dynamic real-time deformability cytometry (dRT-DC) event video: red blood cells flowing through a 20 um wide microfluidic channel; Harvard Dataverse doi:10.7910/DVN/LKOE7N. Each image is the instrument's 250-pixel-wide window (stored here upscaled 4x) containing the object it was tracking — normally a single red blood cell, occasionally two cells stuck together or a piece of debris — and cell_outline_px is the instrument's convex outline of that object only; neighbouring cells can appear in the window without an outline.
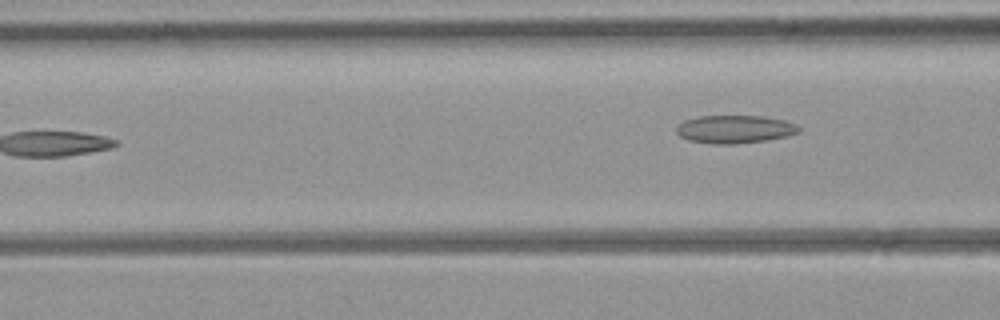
{"species": "common noctule bat (a hibernating species)", "species_latin": "Nyctalus noctula", "temperature_condition": "room temperature", "stored_images_in_passage": 4, "camera_frame_rate_fps": 3000, "um_per_image_px": 0.085, "animal": {"sex": "female", "body_mass_g": 21.9}, "frame": {"image": 1, "passage_image": 4, "time_ms": 3.667, "image_size_px": [1000, 320], "cell_outline_px": [[800, 132], [788, 136], [768, 140], [736, 144], [712, 144], [688, 140], [680, 136], [676, 132], [676, 128], [684, 120], [700, 116], [764, 116], [784, 120], [796, 124], [800, 128]], "centroid_in_image_um": [62.47, 10.99], "position_along_channel_um": 104.1, "area_um2": 20.11}}